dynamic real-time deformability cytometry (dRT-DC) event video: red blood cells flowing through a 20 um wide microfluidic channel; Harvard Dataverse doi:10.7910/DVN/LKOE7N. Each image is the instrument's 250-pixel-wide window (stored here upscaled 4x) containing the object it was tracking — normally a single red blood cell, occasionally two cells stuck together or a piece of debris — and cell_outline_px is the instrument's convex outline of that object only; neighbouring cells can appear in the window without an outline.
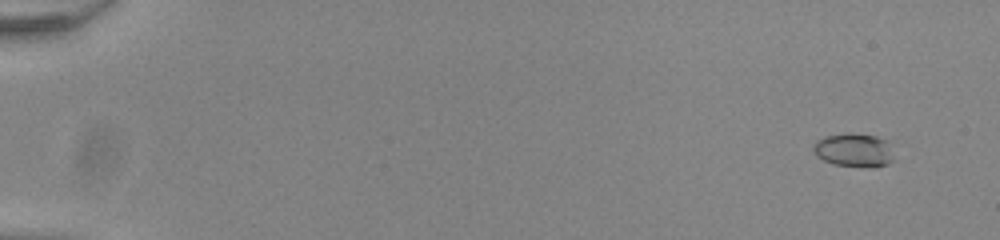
{"species": "common noctule bat (a hibernating species)", "species_latin": "Nyctalus noctula", "temperature_condition": "room temperature", "stored_images_in_passage": 46, "camera_frame_rate_fps": 3000, "um_per_image_px": 0.085, "animal": {"sex": "male", "body_mass_g": 20.0, "forearm_length_mm": 53.3}, "frame": {"image": 1, "passage_image": 5, "time_ms": 1.333, "image_size_px": [1000, 240], "cell_outline_px": [[892, 160], [888, 164], [876, 168], [864, 168], [832, 164], [816, 156], [812, 152], [812, 148], [816, 140], [824, 136], [848, 132], [876, 136], [888, 140]], "centroid_in_image_um": [72.55, 12.77], "position_along_channel_um": 12.5, "area_um2": 16.18}}
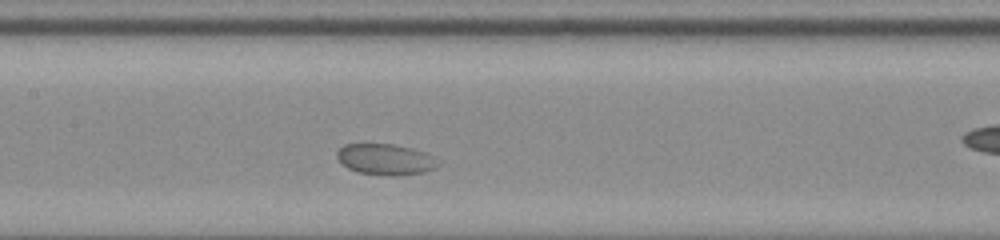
{"frame": {"image": 2, "passage_image": 26, "time_ms": 8.333, "image_size_px": [1000, 240], "cell_outline_px": [[440, 164], [424, 172], [396, 176], [384, 176], [360, 172], [348, 168], [336, 156], [336, 152], [344, 144], [392, 144], [412, 148], [428, 152]], "centroid_in_image_um": [32.77, 13.54], "position_along_channel_um": 174.6, "area_um2": 18.21}}
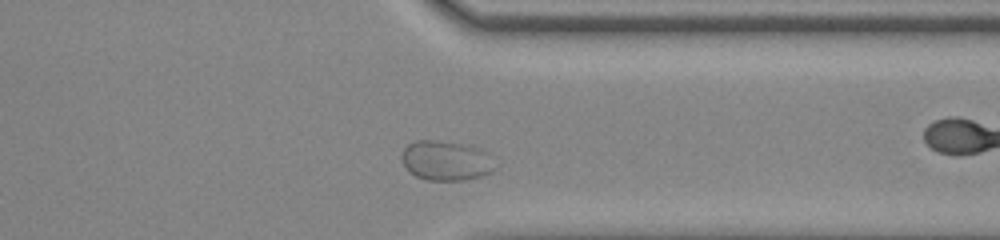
{"frame": {"image": 3, "passage_image": 42, "time_ms": 13.667, "image_size_px": [1000, 240], "cell_outline_px": [[492, 172], [480, 176], [460, 180], [428, 180], [416, 176], [404, 164], [404, 148], [408, 144], [416, 140], [436, 140], [472, 144], [488, 152], [492, 168]], "centroid_in_image_um": [37.93, 13.62], "position_along_channel_um": 373.5, "area_um2": 21.27}}